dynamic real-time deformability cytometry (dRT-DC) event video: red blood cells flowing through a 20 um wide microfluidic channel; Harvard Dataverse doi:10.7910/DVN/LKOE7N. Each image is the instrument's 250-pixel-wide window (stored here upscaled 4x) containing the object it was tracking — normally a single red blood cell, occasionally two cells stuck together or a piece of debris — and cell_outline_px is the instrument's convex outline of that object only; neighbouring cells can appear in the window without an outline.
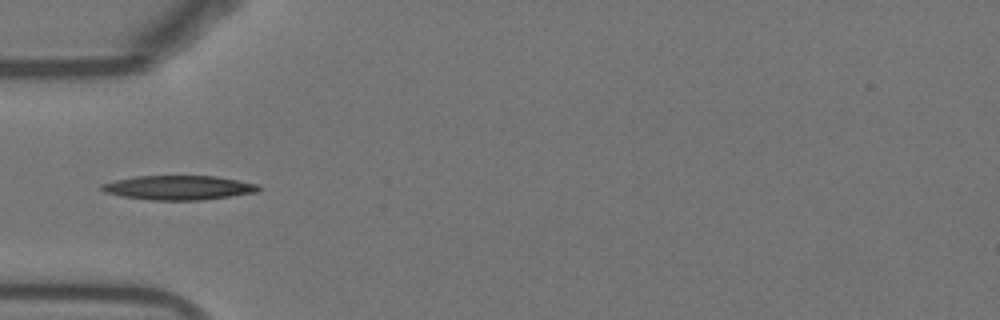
{"species": "Egyptian fruit bat (a non-hibernating species)", "species_latin": "Rousettus aegyptiacus", "temperature_condition": "warm", "stored_images_in_passage": 37, "camera_frame_rate_fps": 3000, "um_per_image_px": 0.085, "animal": {"sex": "female"}, "frame": {"image": 1, "passage_image": 1, "time_ms": 0.0, "image_size_px": [1000, 320], "cell_outline_px": [[260, 188], [256, 192], [204, 200], [152, 200], [120, 196], [104, 192], [100, 188], [100, 184], [116, 180], [136, 176], [216, 176], [260, 184]], "centroid_in_image_um": [15.17, 15.95], "position_along_channel_um": 69.8, "area_um2": 22.25}}
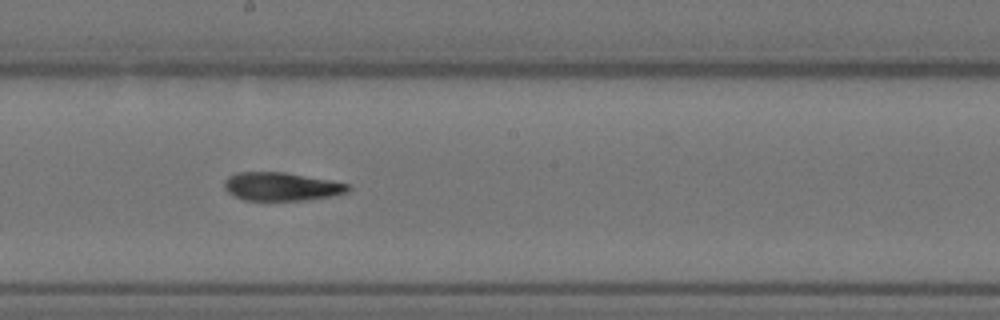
{"frame": {"image": 2, "passage_image": 13, "time_ms": 4.0, "image_size_px": [1000, 320], "cell_outline_px": [[352, 188], [348, 192], [332, 196], [308, 200], [244, 200], [232, 196], [224, 188], [224, 180], [228, 176], [236, 172], [284, 172], [328, 180], [348, 184]], "centroid_in_image_um": [23.89, 15.86], "position_along_channel_um": 224.3, "area_um2": 20.52}}
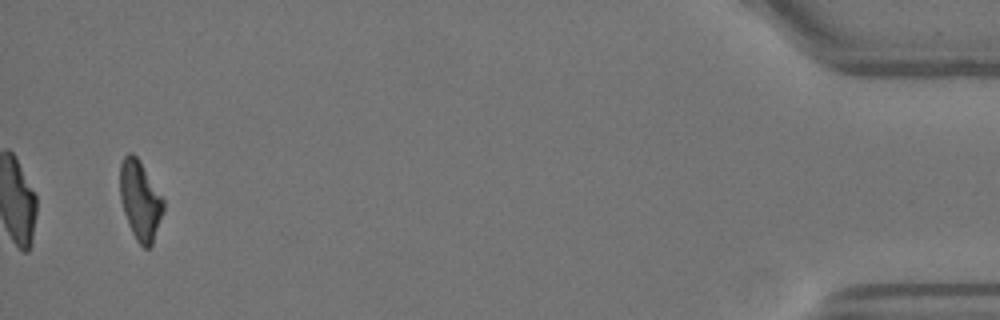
{"frame": {"image": 3, "passage_image": 35, "time_ms": 11.333, "image_size_px": [1000, 320], "cell_outline_px": [[164, 208], [152, 244], [148, 248], [144, 248], [136, 240], [128, 224], [120, 200], [120, 164], [124, 156], [128, 152], [132, 152], [140, 160], [164, 200]], "centroid_in_image_um": [11.9, 17.0], "position_along_channel_um": 423.3, "area_um2": 19.94}, "authors_computed_cell_mechanics": {"area_um2": 21.2126, "velocity_mm_per_s": 3.8346, "shape_relaxation_time_tau1_ms": null, "shape_relaxation_time_tau2_ms": 4.4127, "deformation_change_tau1": null, "deformation_change_tau2": 0.1406}}